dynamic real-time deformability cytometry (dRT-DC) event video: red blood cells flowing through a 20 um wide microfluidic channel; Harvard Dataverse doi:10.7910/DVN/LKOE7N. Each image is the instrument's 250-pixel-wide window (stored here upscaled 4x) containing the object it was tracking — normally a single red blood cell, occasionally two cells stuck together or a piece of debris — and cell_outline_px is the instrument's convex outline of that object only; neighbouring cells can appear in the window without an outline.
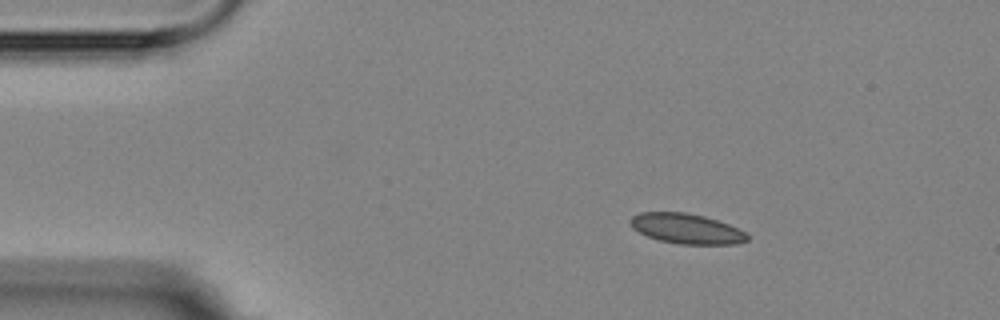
{"species": "Egyptian fruit bat (a non-hibernating species)", "species_latin": "Rousettus aegyptiacus", "temperature_condition": "room temperature", "stored_images_in_passage": 3, "camera_frame_rate_fps": 3000, "um_per_image_px": 0.085, "animal": {"sex": "female"}, "frame": {"image": 1, "passage_image": 1, "time_ms": 0.0, "image_size_px": [1000, 320], "cell_outline_px": [[748, 240], [736, 244], [680, 244], [660, 240], [648, 236], [632, 228], [628, 220], [632, 216], [640, 212], [684, 212], [704, 216], [728, 224], [744, 232], [748, 236]], "centroid_in_image_um": [58.32, 19.43], "position_along_channel_um": 26.7, "area_um2": 20.35}}